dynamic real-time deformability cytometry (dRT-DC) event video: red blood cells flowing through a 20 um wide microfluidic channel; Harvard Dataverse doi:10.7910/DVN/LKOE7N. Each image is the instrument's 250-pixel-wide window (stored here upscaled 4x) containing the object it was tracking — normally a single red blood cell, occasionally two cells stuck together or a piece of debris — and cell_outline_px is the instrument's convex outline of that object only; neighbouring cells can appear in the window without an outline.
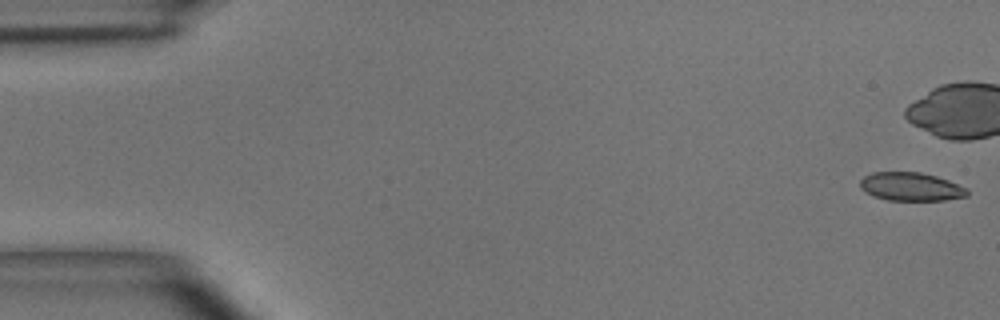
{"species": "common noctule bat (a hibernating species)", "species_latin": "Nyctalus noctula", "temperature_condition": "room temperature", "stored_images_in_passage": 7, "camera_frame_rate_fps": 3000, "um_per_image_px": 0.085, "animal": {"sex": "male", "body_mass_g": 15.6}, "frame": {"image": 1, "passage_image": 1, "time_ms": 0.0, "image_size_px": [1000, 320], "cell_outline_px": [[968, 196], [944, 200], [888, 200], [876, 196], [860, 188], [860, 180], [864, 176], [872, 172], [920, 172], [936, 176], [948, 180], [968, 188]], "centroid_in_image_um": [77.45, 15.86], "position_along_channel_um": 7.5, "area_um2": 17.63}}